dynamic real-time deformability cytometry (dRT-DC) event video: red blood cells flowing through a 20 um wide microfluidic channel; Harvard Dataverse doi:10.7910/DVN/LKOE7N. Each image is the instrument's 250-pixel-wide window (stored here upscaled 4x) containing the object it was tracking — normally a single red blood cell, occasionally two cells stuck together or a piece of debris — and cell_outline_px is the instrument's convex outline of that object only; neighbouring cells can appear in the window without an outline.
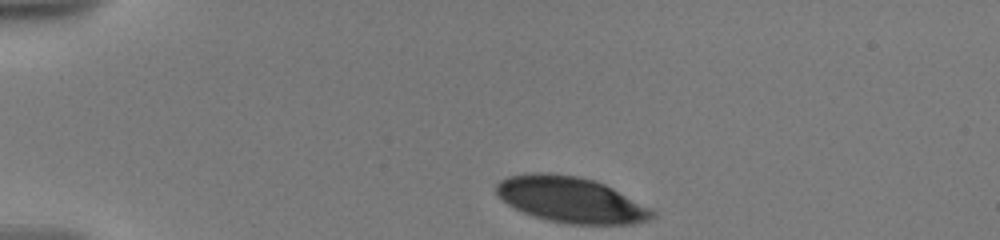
{"species": "human", "species_latin": "Homo sapiens", "temperature_condition": "warm", "stored_images_in_passage": 16, "camera_frame_rate_fps": 3000, "um_per_image_px": 0.085, "donor": {"sex": "male"}, "frame": {"image": 1, "passage_image": 1, "time_ms": 0.0, "image_size_px": [1000, 240], "cell_outline_px": [[656, 216], [648, 220], [632, 224], [568, 224], [548, 220], [524, 212], [508, 204], [496, 192], [496, 184], [500, 180], [508, 176], [528, 172], [548, 172], [580, 176], [604, 184], [652, 208], [656, 212]], "centroid_in_image_um": [48.54, 16.96], "position_along_channel_um": 36.5, "area_um2": 41.56}}
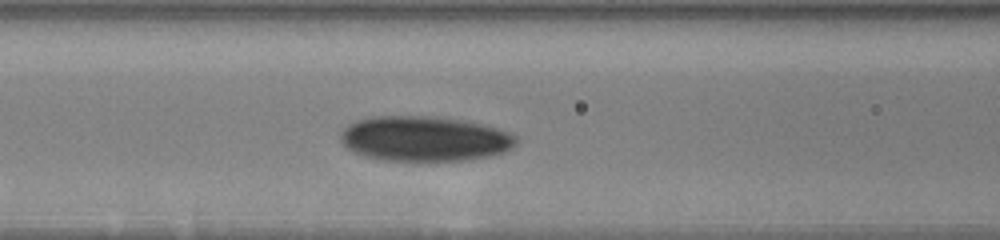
{"frame": {"image": 2, "passage_image": 14, "time_ms": 4.333, "image_size_px": [1000, 240], "cell_outline_px": [[516, 144], [512, 148], [504, 152], [488, 156], [468, 160], [416, 164], [384, 160], [364, 156], [348, 148], [340, 140], [340, 132], [348, 124], [356, 120], [372, 116], [444, 116], [468, 120], [484, 124], [512, 132], [516, 136]], "centroid_in_image_um": [36.11, 11.81], "position_along_channel_um": 130.5, "area_um2": 47.8}}
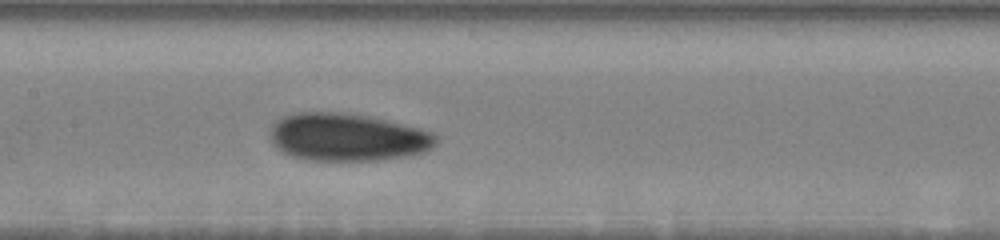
{"frame": {"image": 3, "passage_image": 16, "time_ms": 5.667, "image_size_px": [1000, 240], "cell_outline_px": [[436, 144], [432, 148], [424, 152], [408, 156], [380, 160], [304, 160], [292, 156], [276, 148], [272, 144], [272, 124], [276, 120], [284, 116], [296, 112], [340, 112], [368, 116], [420, 128], [432, 132], [436, 136]], "centroid_in_image_um": [29.53, 11.66], "position_along_channel_um": 177.9, "area_um2": 46.12}}